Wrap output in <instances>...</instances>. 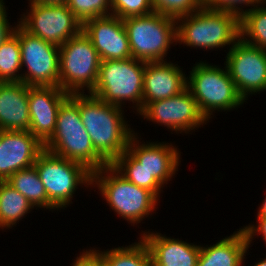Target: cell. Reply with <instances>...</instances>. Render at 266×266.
<instances>
[{
    "instance_id": "obj_1",
    "label": "cell",
    "mask_w": 266,
    "mask_h": 266,
    "mask_svg": "<svg viewBox=\"0 0 266 266\" xmlns=\"http://www.w3.org/2000/svg\"><path fill=\"white\" fill-rule=\"evenodd\" d=\"M81 121L96 152L111 165L128 147L135 134L126 121L124 108L88 94H78Z\"/></svg>"
},
{
    "instance_id": "obj_2",
    "label": "cell",
    "mask_w": 266,
    "mask_h": 266,
    "mask_svg": "<svg viewBox=\"0 0 266 266\" xmlns=\"http://www.w3.org/2000/svg\"><path fill=\"white\" fill-rule=\"evenodd\" d=\"M44 149L63 158L83 164L92 173L109 165L95 150L81 121L78 94L61 104L56 128Z\"/></svg>"
},
{
    "instance_id": "obj_3",
    "label": "cell",
    "mask_w": 266,
    "mask_h": 266,
    "mask_svg": "<svg viewBox=\"0 0 266 266\" xmlns=\"http://www.w3.org/2000/svg\"><path fill=\"white\" fill-rule=\"evenodd\" d=\"M176 23L177 43L190 48L204 51L219 50L227 45L231 48L240 38V19L229 12L202 6L191 14L177 18Z\"/></svg>"
},
{
    "instance_id": "obj_4",
    "label": "cell",
    "mask_w": 266,
    "mask_h": 266,
    "mask_svg": "<svg viewBox=\"0 0 266 266\" xmlns=\"http://www.w3.org/2000/svg\"><path fill=\"white\" fill-rule=\"evenodd\" d=\"M92 187L99 189L115 214L133 226L158 209L159 199L151 191L126 180L111 165L92 173Z\"/></svg>"
},
{
    "instance_id": "obj_5",
    "label": "cell",
    "mask_w": 266,
    "mask_h": 266,
    "mask_svg": "<svg viewBox=\"0 0 266 266\" xmlns=\"http://www.w3.org/2000/svg\"><path fill=\"white\" fill-rule=\"evenodd\" d=\"M189 73L187 88L208 121L215 111L238 109L246 102L238 93L226 66L221 69L220 65L200 61Z\"/></svg>"
},
{
    "instance_id": "obj_6",
    "label": "cell",
    "mask_w": 266,
    "mask_h": 266,
    "mask_svg": "<svg viewBox=\"0 0 266 266\" xmlns=\"http://www.w3.org/2000/svg\"><path fill=\"white\" fill-rule=\"evenodd\" d=\"M145 65L146 62L132 57L101 61L97 84L90 94L119 107L132 102V109L138 114L143 109Z\"/></svg>"
},
{
    "instance_id": "obj_7",
    "label": "cell",
    "mask_w": 266,
    "mask_h": 266,
    "mask_svg": "<svg viewBox=\"0 0 266 266\" xmlns=\"http://www.w3.org/2000/svg\"><path fill=\"white\" fill-rule=\"evenodd\" d=\"M34 166L47 193L48 209L52 212L72 204L79 185L87 188L92 185V172L83 164L45 149L38 155Z\"/></svg>"
},
{
    "instance_id": "obj_8",
    "label": "cell",
    "mask_w": 266,
    "mask_h": 266,
    "mask_svg": "<svg viewBox=\"0 0 266 266\" xmlns=\"http://www.w3.org/2000/svg\"><path fill=\"white\" fill-rule=\"evenodd\" d=\"M131 56L143 62L166 61L170 45H177L176 19L153 12L123 19Z\"/></svg>"
},
{
    "instance_id": "obj_9",
    "label": "cell",
    "mask_w": 266,
    "mask_h": 266,
    "mask_svg": "<svg viewBox=\"0 0 266 266\" xmlns=\"http://www.w3.org/2000/svg\"><path fill=\"white\" fill-rule=\"evenodd\" d=\"M100 57L83 30L59 46V88L68 94L91 93L97 84Z\"/></svg>"
},
{
    "instance_id": "obj_10",
    "label": "cell",
    "mask_w": 266,
    "mask_h": 266,
    "mask_svg": "<svg viewBox=\"0 0 266 266\" xmlns=\"http://www.w3.org/2000/svg\"><path fill=\"white\" fill-rule=\"evenodd\" d=\"M30 10L20 16L18 24L30 34L61 46L82 31L83 24L65 3L29 2Z\"/></svg>"
},
{
    "instance_id": "obj_11",
    "label": "cell",
    "mask_w": 266,
    "mask_h": 266,
    "mask_svg": "<svg viewBox=\"0 0 266 266\" xmlns=\"http://www.w3.org/2000/svg\"><path fill=\"white\" fill-rule=\"evenodd\" d=\"M14 34L19 38L22 82L28 86L59 87V46L24 30L18 22Z\"/></svg>"
},
{
    "instance_id": "obj_12",
    "label": "cell",
    "mask_w": 266,
    "mask_h": 266,
    "mask_svg": "<svg viewBox=\"0 0 266 266\" xmlns=\"http://www.w3.org/2000/svg\"><path fill=\"white\" fill-rule=\"evenodd\" d=\"M225 63L240 96L266 91V51L239 38L226 52Z\"/></svg>"
},
{
    "instance_id": "obj_13",
    "label": "cell",
    "mask_w": 266,
    "mask_h": 266,
    "mask_svg": "<svg viewBox=\"0 0 266 266\" xmlns=\"http://www.w3.org/2000/svg\"><path fill=\"white\" fill-rule=\"evenodd\" d=\"M139 115L143 120L146 119L159 126L164 125L176 134L183 132L188 134L209 122L199 110L188 88L173 97L148 103L138 113Z\"/></svg>"
},
{
    "instance_id": "obj_14",
    "label": "cell",
    "mask_w": 266,
    "mask_h": 266,
    "mask_svg": "<svg viewBox=\"0 0 266 266\" xmlns=\"http://www.w3.org/2000/svg\"><path fill=\"white\" fill-rule=\"evenodd\" d=\"M135 133L129 140L127 151L163 188L178 171L181 152L178 146L166 142L139 141Z\"/></svg>"
},
{
    "instance_id": "obj_15",
    "label": "cell",
    "mask_w": 266,
    "mask_h": 266,
    "mask_svg": "<svg viewBox=\"0 0 266 266\" xmlns=\"http://www.w3.org/2000/svg\"><path fill=\"white\" fill-rule=\"evenodd\" d=\"M82 30L92 41L101 61L132 57L123 19L112 14L91 18L83 23Z\"/></svg>"
},
{
    "instance_id": "obj_16",
    "label": "cell",
    "mask_w": 266,
    "mask_h": 266,
    "mask_svg": "<svg viewBox=\"0 0 266 266\" xmlns=\"http://www.w3.org/2000/svg\"><path fill=\"white\" fill-rule=\"evenodd\" d=\"M69 96L57 86H29V131L43 145L53 135L59 107Z\"/></svg>"
},
{
    "instance_id": "obj_17",
    "label": "cell",
    "mask_w": 266,
    "mask_h": 266,
    "mask_svg": "<svg viewBox=\"0 0 266 266\" xmlns=\"http://www.w3.org/2000/svg\"><path fill=\"white\" fill-rule=\"evenodd\" d=\"M44 145L30 131L0 130V181L31 167Z\"/></svg>"
},
{
    "instance_id": "obj_18",
    "label": "cell",
    "mask_w": 266,
    "mask_h": 266,
    "mask_svg": "<svg viewBox=\"0 0 266 266\" xmlns=\"http://www.w3.org/2000/svg\"><path fill=\"white\" fill-rule=\"evenodd\" d=\"M178 64L169 61L148 62L143 81V108L150 102L179 94L187 88V77Z\"/></svg>"
},
{
    "instance_id": "obj_19",
    "label": "cell",
    "mask_w": 266,
    "mask_h": 266,
    "mask_svg": "<svg viewBox=\"0 0 266 266\" xmlns=\"http://www.w3.org/2000/svg\"><path fill=\"white\" fill-rule=\"evenodd\" d=\"M141 233L150 251L151 266H197L200 245L159 232L146 230Z\"/></svg>"
},
{
    "instance_id": "obj_20",
    "label": "cell",
    "mask_w": 266,
    "mask_h": 266,
    "mask_svg": "<svg viewBox=\"0 0 266 266\" xmlns=\"http://www.w3.org/2000/svg\"><path fill=\"white\" fill-rule=\"evenodd\" d=\"M28 89L23 82H0V130L29 131Z\"/></svg>"
},
{
    "instance_id": "obj_21",
    "label": "cell",
    "mask_w": 266,
    "mask_h": 266,
    "mask_svg": "<svg viewBox=\"0 0 266 266\" xmlns=\"http://www.w3.org/2000/svg\"><path fill=\"white\" fill-rule=\"evenodd\" d=\"M248 249L246 234L239 228L216 244L200 245L197 266H243Z\"/></svg>"
},
{
    "instance_id": "obj_22",
    "label": "cell",
    "mask_w": 266,
    "mask_h": 266,
    "mask_svg": "<svg viewBox=\"0 0 266 266\" xmlns=\"http://www.w3.org/2000/svg\"><path fill=\"white\" fill-rule=\"evenodd\" d=\"M34 210L33 205L7 181H0V228L12 229Z\"/></svg>"
},
{
    "instance_id": "obj_23",
    "label": "cell",
    "mask_w": 266,
    "mask_h": 266,
    "mask_svg": "<svg viewBox=\"0 0 266 266\" xmlns=\"http://www.w3.org/2000/svg\"><path fill=\"white\" fill-rule=\"evenodd\" d=\"M6 181L27 198L34 208L48 209L47 193L34 165L13 173Z\"/></svg>"
},
{
    "instance_id": "obj_24",
    "label": "cell",
    "mask_w": 266,
    "mask_h": 266,
    "mask_svg": "<svg viewBox=\"0 0 266 266\" xmlns=\"http://www.w3.org/2000/svg\"><path fill=\"white\" fill-rule=\"evenodd\" d=\"M138 239V242L125 247L94 250L102 257L105 266H151L149 248L141 237Z\"/></svg>"
},
{
    "instance_id": "obj_25",
    "label": "cell",
    "mask_w": 266,
    "mask_h": 266,
    "mask_svg": "<svg viewBox=\"0 0 266 266\" xmlns=\"http://www.w3.org/2000/svg\"><path fill=\"white\" fill-rule=\"evenodd\" d=\"M111 166L126 180L138 187L151 191L159 200L163 187L151 176L141 164L126 150Z\"/></svg>"
},
{
    "instance_id": "obj_26",
    "label": "cell",
    "mask_w": 266,
    "mask_h": 266,
    "mask_svg": "<svg viewBox=\"0 0 266 266\" xmlns=\"http://www.w3.org/2000/svg\"><path fill=\"white\" fill-rule=\"evenodd\" d=\"M266 1L240 19V38L266 51Z\"/></svg>"
},
{
    "instance_id": "obj_27",
    "label": "cell",
    "mask_w": 266,
    "mask_h": 266,
    "mask_svg": "<svg viewBox=\"0 0 266 266\" xmlns=\"http://www.w3.org/2000/svg\"><path fill=\"white\" fill-rule=\"evenodd\" d=\"M19 38L13 34L0 46V82H22Z\"/></svg>"
},
{
    "instance_id": "obj_28",
    "label": "cell",
    "mask_w": 266,
    "mask_h": 266,
    "mask_svg": "<svg viewBox=\"0 0 266 266\" xmlns=\"http://www.w3.org/2000/svg\"><path fill=\"white\" fill-rule=\"evenodd\" d=\"M65 4L82 22L111 15L110 0H67Z\"/></svg>"
},
{
    "instance_id": "obj_29",
    "label": "cell",
    "mask_w": 266,
    "mask_h": 266,
    "mask_svg": "<svg viewBox=\"0 0 266 266\" xmlns=\"http://www.w3.org/2000/svg\"><path fill=\"white\" fill-rule=\"evenodd\" d=\"M154 11L177 19L202 7V0H151Z\"/></svg>"
},
{
    "instance_id": "obj_30",
    "label": "cell",
    "mask_w": 266,
    "mask_h": 266,
    "mask_svg": "<svg viewBox=\"0 0 266 266\" xmlns=\"http://www.w3.org/2000/svg\"><path fill=\"white\" fill-rule=\"evenodd\" d=\"M111 14L121 19L154 12L151 0H110Z\"/></svg>"
},
{
    "instance_id": "obj_31",
    "label": "cell",
    "mask_w": 266,
    "mask_h": 266,
    "mask_svg": "<svg viewBox=\"0 0 266 266\" xmlns=\"http://www.w3.org/2000/svg\"><path fill=\"white\" fill-rule=\"evenodd\" d=\"M265 0H202V6L208 9L220 10L236 15L239 19ZM245 6L250 7L243 9ZM243 7V8H242Z\"/></svg>"
},
{
    "instance_id": "obj_32",
    "label": "cell",
    "mask_w": 266,
    "mask_h": 266,
    "mask_svg": "<svg viewBox=\"0 0 266 266\" xmlns=\"http://www.w3.org/2000/svg\"><path fill=\"white\" fill-rule=\"evenodd\" d=\"M72 266H105L102 257L92 248L80 252L75 258Z\"/></svg>"
},
{
    "instance_id": "obj_33",
    "label": "cell",
    "mask_w": 266,
    "mask_h": 266,
    "mask_svg": "<svg viewBox=\"0 0 266 266\" xmlns=\"http://www.w3.org/2000/svg\"><path fill=\"white\" fill-rule=\"evenodd\" d=\"M257 224H248L247 226H243V230L246 234L248 247H251L252 240H254V236L262 235L263 239L266 244V217H257Z\"/></svg>"
},
{
    "instance_id": "obj_34",
    "label": "cell",
    "mask_w": 266,
    "mask_h": 266,
    "mask_svg": "<svg viewBox=\"0 0 266 266\" xmlns=\"http://www.w3.org/2000/svg\"><path fill=\"white\" fill-rule=\"evenodd\" d=\"M8 12L6 11L5 3L0 5V46L8 40L15 31L16 26L10 25L8 18Z\"/></svg>"
},
{
    "instance_id": "obj_35",
    "label": "cell",
    "mask_w": 266,
    "mask_h": 266,
    "mask_svg": "<svg viewBox=\"0 0 266 266\" xmlns=\"http://www.w3.org/2000/svg\"><path fill=\"white\" fill-rule=\"evenodd\" d=\"M39 4H61L65 3L67 0H29Z\"/></svg>"
},
{
    "instance_id": "obj_36",
    "label": "cell",
    "mask_w": 266,
    "mask_h": 266,
    "mask_svg": "<svg viewBox=\"0 0 266 266\" xmlns=\"http://www.w3.org/2000/svg\"><path fill=\"white\" fill-rule=\"evenodd\" d=\"M257 217H266V196L258 208Z\"/></svg>"
},
{
    "instance_id": "obj_37",
    "label": "cell",
    "mask_w": 266,
    "mask_h": 266,
    "mask_svg": "<svg viewBox=\"0 0 266 266\" xmlns=\"http://www.w3.org/2000/svg\"><path fill=\"white\" fill-rule=\"evenodd\" d=\"M254 266H266V256L264 259L257 261Z\"/></svg>"
}]
</instances>
